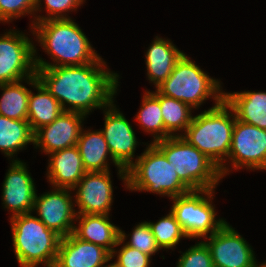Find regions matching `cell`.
Listing matches in <instances>:
<instances>
[{
	"label": "cell",
	"mask_w": 266,
	"mask_h": 267,
	"mask_svg": "<svg viewBox=\"0 0 266 267\" xmlns=\"http://www.w3.org/2000/svg\"><path fill=\"white\" fill-rule=\"evenodd\" d=\"M172 162L179 179L190 190L216 189L222 180L219 168L182 136L153 143Z\"/></svg>",
	"instance_id": "52a82bcc"
},
{
	"label": "cell",
	"mask_w": 266,
	"mask_h": 267,
	"mask_svg": "<svg viewBox=\"0 0 266 267\" xmlns=\"http://www.w3.org/2000/svg\"><path fill=\"white\" fill-rule=\"evenodd\" d=\"M24 80L1 84L0 115L14 120H27L30 89Z\"/></svg>",
	"instance_id": "4316f807"
},
{
	"label": "cell",
	"mask_w": 266,
	"mask_h": 267,
	"mask_svg": "<svg viewBox=\"0 0 266 267\" xmlns=\"http://www.w3.org/2000/svg\"><path fill=\"white\" fill-rule=\"evenodd\" d=\"M121 245L119 250L116 248ZM123 245V246H122ZM116 267H150L151 257L133 247L127 246L123 240L119 239L117 246L111 252V261Z\"/></svg>",
	"instance_id": "4dcf8cb0"
},
{
	"label": "cell",
	"mask_w": 266,
	"mask_h": 267,
	"mask_svg": "<svg viewBox=\"0 0 266 267\" xmlns=\"http://www.w3.org/2000/svg\"><path fill=\"white\" fill-rule=\"evenodd\" d=\"M73 190L53 187L52 190L41 195L36 194L32 212L48 228L62 238L74 232L76 210ZM73 197V198H72ZM73 200V201H72Z\"/></svg>",
	"instance_id": "7c38bea8"
},
{
	"label": "cell",
	"mask_w": 266,
	"mask_h": 267,
	"mask_svg": "<svg viewBox=\"0 0 266 267\" xmlns=\"http://www.w3.org/2000/svg\"><path fill=\"white\" fill-rule=\"evenodd\" d=\"M36 75L64 111L86 116L115 101L120 83V75L107 68L101 56L84 65L36 67Z\"/></svg>",
	"instance_id": "6da1fadb"
},
{
	"label": "cell",
	"mask_w": 266,
	"mask_h": 267,
	"mask_svg": "<svg viewBox=\"0 0 266 267\" xmlns=\"http://www.w3.org/2000/svg\"><path fill=\"white\" fill-rule=\"evenodd\" d=\"M110 215L77 214L78 224L74 226V234L84 241L100 245L110 253L120 239V227L110 221Z\"/></svg>",
	"instance_id": "44dd1931"
},
{
	"label": "cell",
	"mask_w": 266,
	"mask_h": 267,
	"mask_svg": "<svg viewBox=\"0 0 266 267\" xmlns=\"http://www.w3.org/2000/svg\"><path fill=\"white\" fill-rule=\"evenodd\" d=\"M86 115L63 111L50 124L34 132V148L41 149L45 155L77 145Z\"/></svg>",
	"instance_id": "2e32d148"
},
{
	"label": "cell",
	"mask_w": 266,
	"mask_h": 267,
	"mask_svg": "<svg viewBox=\"0 0 266 267\" xmlns=\"http://www.w3.org/2000/svg\"><path fill=\"white\" fill-rule=\"evenodd\" d=\"M229 167L266 170V129L235 119L229 156L219 169L222 178L233 171Z\"/></svg>",
	"instance_id": "9c48e42d"
},
{
	"label": "cell",
	"mask_w": 266,
	"mask_h": 267,
	"mask_svg": "<svg viewBox=\"0 0 266 267\" xmlns=\"http://www.w3.org/2000/svg\"><path fill=\"white\" fill-rule=\"evenodd\" d=\"M160 106L166 138L182 136L194 117L193 108L182 101L162 94H160Z\"/></svg>",
	"instance_id": "484cf974"
},
{
	"label": "cell",
	"mask_w": 266,
	"mask_h": 267,
	"mask_svg": "<svg viewBox=\"0 0 266 267\" xmlns=\"http://www.w3.org/2000/svg\"><path fill=\"white\" fill-rule=\"evenodd\" d=\"M183 54L171 40L156 36L145 53L149 83L157 87L165 81Z\"/></svg>",
	"instance_id": "ffe728a7"
},
{
	"label": "cell",
	"mask_w": 266,
	"mask_h": 267,
	"mask_svg": "<svg viewBox=\"0 0 266 267\" xmlns=\"http://www.w3.org/2000/svg\"><path fill=\"white\" fill-rule=\"evenodd\" d=\"M47 182L51 187L73 189L86 170L77 145L48 155Z\"/></svg>",
	"instance_id": "d6986e66"
},
{
	"label": "cell",
	"mask_w": 266,
	"mask_h": 267,
	"mask_svg": "<svg viewBox=\"0 0 266 267\" xmlns=\"http://www.w3.org/2000/svg\"><path fill=\"white\" fill-rule=\"evenodd\" d=\"M105 267H116V266L110 262L109 264L107 263Z\"/></svg>",
	"instance_id": "e575fe53"
},
{
	"label": "cell",
	"mask_w": 266,
	"mask_h": 267,
	"mask_svg": "<svg viewBox=\"0 0 266 267\" xmlns=\"http://www.w3.org/2000/svg\"><path fill=\"white\" fill-rule=\"evenodd\" d=\"M26 35L10 29L0 36V85L36 75L35 46Z\"/></svg>",
	"instance_id": "30bf717a"
},
{
	"label": "cell",
	"mask_w": 266,
	"mask_h": 267,
	"mask_svg": "<svg viewBox=\"0 0 266 267\" xmlns=\"http://www.w3.org/2000/svg\"><path fill=\"white\" fill-rule=\"evenodd\" d=\"M131 233L130 235H126L125 231L120 229L121 240L125 242L127 237L130 236L129 241L125 242L127 246L140 250L142 253L149 255L150 257L161 250L156 243V239L153 236L148 221L138 223Z\"/></svg>",
	"instance_id": "f1b7e54d"
},
{
	"label": "cell",
	"mask_w": 266,
	"mask_h": 267,
	"mask_svg": "<svg viewBox=\"0 0 266 267\" xmlns=\"http://www.w3.org/2000/svg\"><path fill=\"white\" fill-rule=\"evenodd\" d=\"M204 239L214 267H257L259 264L251 245L228 222Z\"/></svg>",
	"instance_id": "8fae6325"
},
{
	"label": "cell",
	"mask_w": 266,
	"mask_h": 267,
	"mask_svg": "<svg viewBox=\"0 0 266 267\" xmlns=\"http://www.w3.org/2000/svg\"><path fill=\"white\" fill-rule=\"evenodd\" d=\"M224 100L233 109L236 119L266 129V92H225Z\"/></svg>",
	"instance_id": "603a6c76"
},
{
	"label": "cell",
	"mask_w": 266,
	"mask_h": 267,
	"mask_svg": "<svg viewBox=\"0 0 266 267\" xmlns=\"http://www.w3.org/2000/svg\"><path fill=\"white\" fill-rule=\"evenodd\" d=\"M135 120L144 132L153 135V141L150 143L166 139V129L161 114L160 94L156 90L155 92L145 90Z\"/></svg>",
	"instance_id": "d4e9b609"
},
{
	"label": "cell",
	"mask_w": 266,
	"mask_h": 267,
	"mask_svg": "<svg viewBox=\"0 0 266 267\" xmlns=\"http://www.w3.org/2000/svg\"><path fill=\"white\" fill-rule=\"evenodd\" d=\"M24 161H12L2 183V205L11 217L30 213L37 194L34 180Z\"/></svg>",
	"instance_id": "9a60e30c"
},
{
	"label": "cell",
	"mask_w": 266,
	"mask_h": 267,
	"mask_svg": "<svg viewBox=\"0 0 266 267\" xmlns=\"http://www.w3.org/2000/svg\"><path fill=\"white\" fill-rule=\"evenodd\" d=\"M74 21L72 18H63L34 23L31 34L53 61L50 63L38 57L35 44V67L84 65L93 63L100 57Z\"/></svg>",
	"instance_id": "7a4b0ae2"
},
{
	"label": "cell",
	"mask_w": 266,
	"mask_h": 267,
	"mask_svg": "<svg viewBox=\"0 0 266 267\" xmlns=\"http://www.w3.org/2000/svg\"><path fill=\"white\" fill-rule=\"evenodd\" d=\"M148 224L161 250H174L181 239L188 238L171 211L157 222L149 221Z\"/></svg>",
	"instance_id": "83f0119b"
},
{
	"label": "cell",
	"mask_w": 266,
	"mask_h": 267,
	"mask_svg": "<svg viewBox=\"0 0 266 267\" xmlns=\"http://www.w3.org/2000/svg\"><path fill=\"white\" fill-rule=\"evenodd\" d=\"M34 144V132L27 120H14L0 115V150L8 159H15L17 152ZM13 157V158H12Z\"/></svg>",
	"instance_id": "cb8c5ba5"
},
{
	"label": "cell",
	"mask_w": 266,
	"mask_h": 267,
	"mask_svg": "<svg viewBox=\"0 0 266 267\" xmlns=\"http://www.w3.org/2000/svg\"><path fill=\"white\" fill-rule=\"evenodd\" d=\"M221 86L220 80L210 77L184 53L171 75L155 89L198 110L209 98L215 101L214 106L224 100Z\"/></svg>",
	"instance_id": "8992f818"
},
{
	"label": "cell",
	"mask_w": 266,
	"mask_h": 267,
	"mask_svg": "<svg viewBox=\"0 0 266 267\" xmlns=\"http://www.w3.org/2000/svg\"><path fill=\"white\" fill-rule=\"evenodd\" d=\"M257 267H266V261H264V262L261 263V264H258Z\"/></svg>",
	"instance_id": "836d02e7"
},
{
	"label": "cell",
	"mask_w": 266,
	"mask_h": 267,
	"mask_svg": "<svg viewBox=\"0 0 266 267\" xmlns=\"http://www.w3.org/2000/svg\"><path fill=\"white\" fill-rule=\"evenodd\" d=\"M111 171L86 172L72 189L77 214L109 215L113 203Z\"/></svg>",
	"instance_id": "5bb4252c"
},
{
	"label": "cell",
	"mask_w": 266,
	"mask_h": 267,
	"mask_svg": "<svg viewBox=\"0 0 266 267\" xmlns=\"http://www.w3.org/2000/svg\"><path fill=\"white\" fill-rule=\"evenodd\" d=\"M235 119L233 109L223 100L195 115L182 137L220 169L229 156Z\"/></svg>",
	"instance_id": "3957f363"
},
{
	"label": "cell",
	"mask_w": 266,
	"mask_h": 267,
	"mask_svg": "<svg viewBox=\"0 0 266 267\" xmlns=\"http://www.w3.org/2000/svg\"><path fill=\"white\" fill-rule=\"evenodd\" d=\"M109 261L107 249L71 233L61 239L54 267H105Z\"/></svg>",
	"instance_id": "e0dca14e"
},
{
	"label": "cell",
	"mask_w": 266,
	"mask_h": 267,
	"mask_svg": "<svg viewBox=\"0 0 266 267\" xmlns=\"http://www.w3.org/2000/svg\"><path fill=\"white\" fill-rule=\"evenodd\" d=\"M77 147L86 172L109 171L108 161L110 160L117 167L118 176L123 180L125 188H127V170L113 159L101 130L91 131L89 128L88 130L82 128Z\"/></svg>",
	"instance_id": "ac0fdd59"
},
{
	"label": "cell",
	"mask_w": 266,
	"mask_h": 267,
	"mask_svg": "<svg viewBox=\"0 0 266 267\" xmlns=\"http://www.w3.org/2000/svg\"><path fill=\"white\" fill-rule=\"evenodd\" d=\"M214 193L215 189L191 190L186 194L171 198L173 204L170 211L188 239H204L214 234L226 223V219L216 218L215 205H212Z\"/></svg>",
	"instance_id": "ba28073f"
},
{
	"label": "cell",
	"mask_w": 266,
	"mask_h": 267,
	"mask_svg": "<svg viewBox=\"0 0 266 267\" xmlns=\"http://www.w3.org/2000/svg\"><path fill=\"white\" fill-rule=\"evenodd\" d=\"M146 148L127 169V188L129 191H144L161 197H177L191 191L178 177L166 156L153 144Z\"/></svg>",
	"instance_id": "5b68a950"
},
{
	"label": "cell",
	"mask_w": 266,
	"mask_h": 267,
	"mask_svg": "<svg viewBox=\"0 0 266 267\" xmlns=\"http://www.w3.org/2000/svg\"><path fill=\"white\" fill-rule=\"evenodd\" d=\"M114 103L103 109L105 122L100 130L113 159L127 170L135 162L138 141L132 125Z\"/></svg>",
	"instance_id": "4fadbf2b"
},
{
	"label": "cell",
	"mask_w": 266,
	"mask_h": 267,
	"mask_svg": "<svg viewBox=\"0 0 266 267\" xmlns=\"http://www.w3.org/2000/svg\"><path fill=\"white\" fill-rule=\"evenodd\" d=\"M24 82L37 91V94L30 91L27 116V121L35 132L54 121L64 110L58 100L38 80L37 75L25 79Z\"/></svg>",
	"instance_id": "7402d4cb"
},
{
	"label": "cell",
	"mask_w": 266,
	"mask_h": 267,
	"mask_svg": "<svg viewBox=\"0 0 266 267\" xmlns=\"http://www.w3.org/2000/svg\"><path fill=\"white\" fill-rule=\"evenodd\" d=\"M176 267H214L209 248L201 240L185 250Z\"/></svg>",
	"instance_id": "d6a6232c"
},
{
	"label": "cell",
	"mask_w": 266,
	"mask_h": 267,
	"mask_svg": "<svg viewBox=\"0 0 266 267\" xmlns=\"http://www.w3.org/2000/svg\"><path fill=\"white\" fill-rule=\"evenodd\" d=\"M33 213L10 217L12 242L20 267H54L62 237Z\"/></svg>",
	"instance_id": "277c9868"
},
{
	"label": "cell",
	"mask_w": 266,
	"mask_h": 267,
	"mask_svg": "<svg viewBox=\"0 0 266 267\" xmlns=\"http://www.w3.org/2000/svg\"><path fill=\"white\" fill-rule=\"evenodd\" d=\"M36 0H0V22L11 23L24 15L33 16L30 28L34 25Z\"/></svg>",
	"instance_id": "1f68e13d"
},
{
	"label": "cell",
	"mask_w": 266,
	"mask_h": 267,
	"mask_svg": "<svg viewBox=\"0 0 266 267\" xmlns=\"http://www.w3.org/2000/svg\"><path fill=\"white\" fill-rule=\"evenodd\" d=\"M43 2L42 0H36L34 23L49 19L71 18L68 16V13L70 11H77L84 4L85 0H44ZM42 4H45V11L47 13L45 16L42 14L38 15V11L41 12L43 10Z\"/></svg>",
	"instance_id": "f546056e"
}]
</instances>
